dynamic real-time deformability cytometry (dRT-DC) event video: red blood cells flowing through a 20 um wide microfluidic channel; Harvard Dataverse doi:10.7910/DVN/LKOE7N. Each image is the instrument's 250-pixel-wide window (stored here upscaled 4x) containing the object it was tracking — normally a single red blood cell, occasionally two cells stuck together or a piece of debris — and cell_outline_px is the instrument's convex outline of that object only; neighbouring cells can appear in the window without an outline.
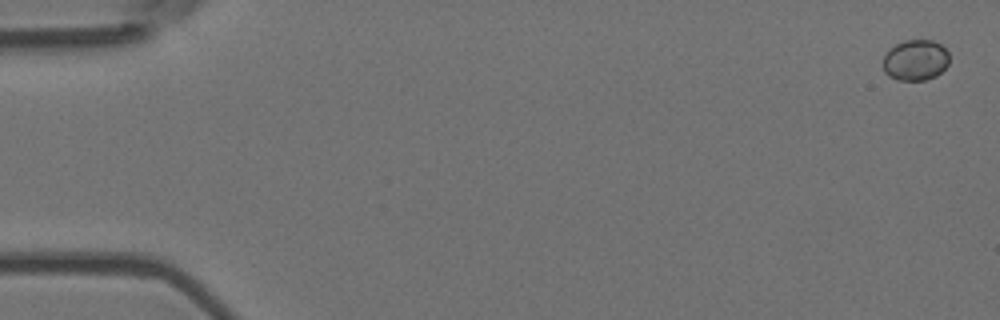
{"species": "Egyptian fruit bat (a non-hibernating species)", "species_latin": "Rousettus aegyptiacus", "temperature_condition": "room temperature", "stored_images_in_passage": 8, "camera_frame_rate_fps": 3000, "um_per_image_px": 0.085, "animal": {"sex": "female"}, "frame": {"image": 1, "passage_image": 1, "time_ms": 0.0, "image_size_px": [1000, 320], "cell_outline_px": [[948, 64], [936, 76], [924, 80], [896, 80], [888, 76], [884, 72], [884, 56], [888, 48], [904, 40], [932, 40], [940, 44], [948, 52]], "centroid_in_image_um": [77.79, 5.11], "position_along_channel_um": 7.2, "area_um2": 15.78}}
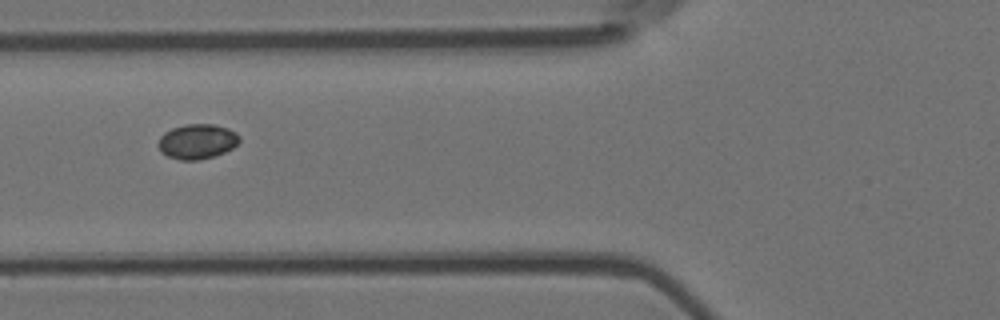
{"frame": {"image": 2, "passage_image": 6, "time_ms": 1.667, "image_size_px": [1000, 320], "cell_outline_px": [[240, 140], [232, 148], [216, 156], [196, 160], [180, 160], [168, 156], [160, 152], [160, 136], [164, 132], [172, 128], [184, 124], [216, 124], [228, 128], [236, 132], [240, 136]], "centroid_in_image_um": [16.78, 12.01], "position_along_channel_um": 109.0, "area_um2": 16.53}}
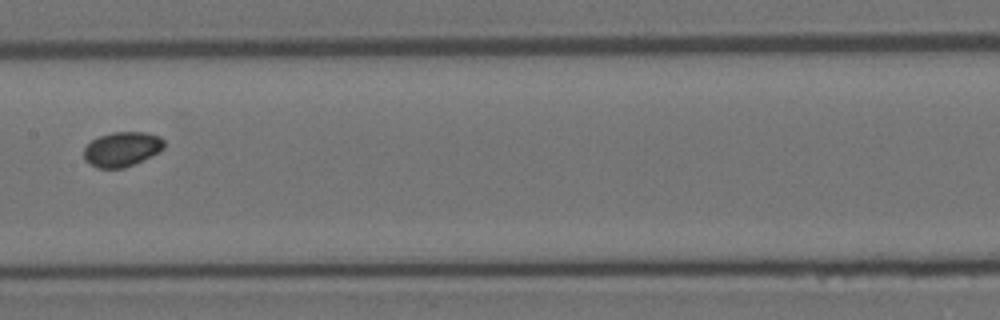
{"frame": {"image": 3, "passage_image": 8, "time_ms": 2.333, "image_size_px": [1000, 320], "cell_outline_px": [[164, 148], [160, 152], [124, 168], [96, 168], [88, 164], [84, 160], [84, 148], [92, 140], [100, 136], [112, 132], [148, 132], [160, 136], [164, 140]], "centroid_in_image_um": [10.37, 12.68], "position_along_channel_um": 197.0, "area_um2": 16.36}}